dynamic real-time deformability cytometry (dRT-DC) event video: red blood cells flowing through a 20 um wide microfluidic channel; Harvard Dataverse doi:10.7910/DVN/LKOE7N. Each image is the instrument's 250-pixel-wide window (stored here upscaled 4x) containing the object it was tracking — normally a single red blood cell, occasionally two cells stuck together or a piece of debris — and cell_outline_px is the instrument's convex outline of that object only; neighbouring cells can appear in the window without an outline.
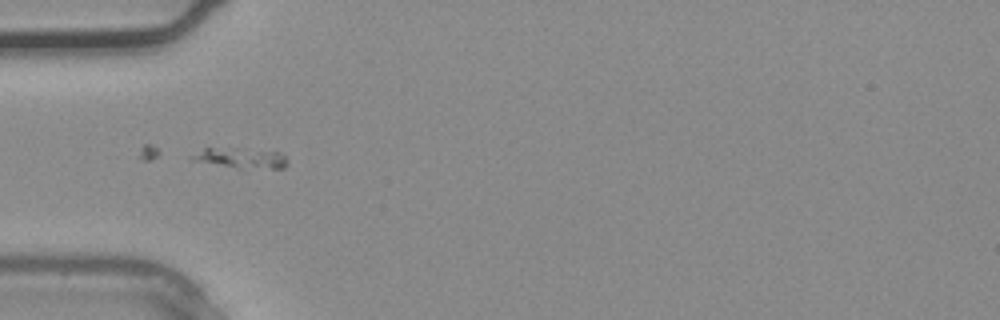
{"species": "common noctule bat (a hibernating species)", "species_latin": "Nyctalus noctula", "temperature_condition": "warm", "stored_images_in_passage": 25, "camera_frame_rate_fps": 3000, "um_per_image_px": 0.085, "animal": {"sex": "male", "body_mass_g": 20.4}, "frame": {"image": 1, "passage_image": 1, "time_ms": 0.0, "image_size_px": [1000, 320], "cell_outline_px": [[288, 164], [284, 168], [272, 168], [224, 164], [192, 160], [188, 156], [204, 148], [248, 148], [280, 152], [288, 160]], "centroid_in_image_um": [20.54, 13.37], "position_along_channel_um": 64.5, "area_um2": 10.64}}
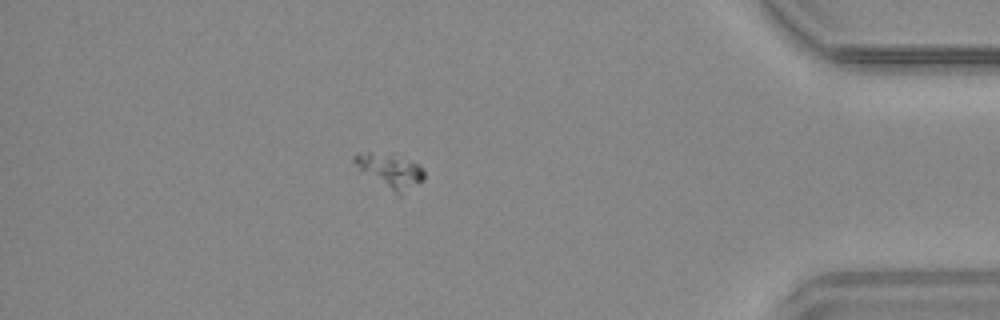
{"frame": {"image": 2, "passage_image": 21, "time_ms": 6.667, "image_size_px": [1000, 320], "cell_outline_px": [[424, 180], [400, 192], [396, 192], [360, 172], [352, 160], [352, 156], [368, 152], [388, 156], [416, 164], [424, 172]], "centroid_in_image_um": [33.07, 14.52], "position_along_channel_um": 402.1, "area_um2": 12.6}}